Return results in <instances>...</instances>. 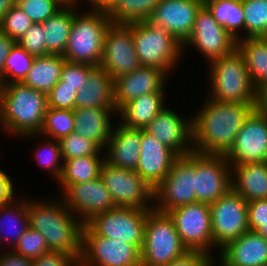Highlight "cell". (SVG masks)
<instances>
[{
    "label": "cell",
    "mask_w": 267,
    "mask_h": 266,
    "mask_svg": "<svg viewBox=\"0 0 267 266\" xmlns=\"http://www.w3.org/2000/svg\"><path fill=\"white\" fill-rule=\"evenodd\" d=\"M117 0H88L92 9L108 11Z\"/></svg>",
    "instance_id": "11a10c76"
},
{
    "label": "cell",
    "mask_w": 267,
    "mask_h": 266,
    "mask_svg": "<svg viewBox=\"0 0 267 266\" xmlns=\"http://www.w3.org/2000/svg\"><path fill=\"white\" fill-rule=\"evenodd\" d=\"M74 121L73 110L48 107L38 136L60 140L74 132Z\"/></svg>",
    "instance_id": "d590c367"
},
{
    "label": "cell",
    "mask_w": 267,
    "mask_h": 266,
    "mask_svg": "<svg viewBox=\"0 0 267 266\" xmlns=\"http://www.w3.org/2000/svg\"><path fill=\"white\" fill-rule=\"evenodd\" d=\"M78 91L70 86H54L47 94L48 107L57 109H75Z\"/></svg>",
    "instance_id": "bcb514c9"
},
{
    "label": "cell",
    "mask_w": 267,
    "mask_h": 266,
    "mask_svg": "<svg viewBox=\"0 0 267 266\" xmlns=\"http://www.w3.org/2000/svg\"><path fill=\"white\" fill-rule=\"evenodd\" d=\"M236 49L244 58L254 87L267 84V40L264 37L241 38L236 41Z\"/></svg>",
    "instance_id": "4dcf8cb0"
},
{
    "label": "cell",
    "mask_w": 267,
    "mask_h": 266,
    "mask_svg": "<svg viewBox=\"0 0 267 266\" xmlns=\"http://www.w3.org/2000/svg\"><path fill=\"white\" fill-rule=\"evenodd\" d=\"M73 113L74 132L105 148L113 130L111 116H116V108H75Z\"/></svg>",
    "instance_id": "484cf974"
},
{
    "label": "cell",
    "mask_w": 267,
    "mask_h": 266,
    "mask_svg": "<svg viewBox=\"0 0 267 266\" xmlns=\"http://www.w3.org/2000/svg\"><path fill=\"white\" fill-rule=\"evenodd\" d=\"M214 257V258H213ZM215 256L199 251H188L186 254L171 261L165 266H211Z\"/></svg>",
    "instance_id": "681fc988"
},
{
    "label": "cell",
    "mask_w": 267,
    "mask_h": 266,
    "mask_svg": "<svg viewBox=\"0 0 267 266\" xmlns=\"http://www.w3.org/2000/svg\"><path fill=\"white\" fill-rule=\"evenodd\" d=\"M220 250L222 266H267V240L256 231L248 230Z\"/></svg>",
    "instance_id": "603a6c76"
},
{
    "label": "cell",
    "mask_w": 267,
    "mask_h": 266,
    "mask_svg": "<svg viewBox=\"0 0 267 266\" xmlns=\"http://www.w3.org/2000/svg\"><path fill=\"white\" fill-rule=\"evenodd\" d=\"M44 147L41 146L42 143L38 146L40 149L35 150V158L38 162V165L47 169L48 172H52V177L58 182L63 171V158L61 154V148L59 140H54L44 137ZM47 140V141H46ZM42 147V148H41Z\"/></svg>",
    "instance_id": "60d3db41"
},
{
    "label": "cell",
    "mask_w": 267,
    "mask_h": 266,
    "mask_svg": "<svg viewBox=\"0 0 267 266\" xmlns=\"http://www.w3.org/2000/svg\"><path fill=\"white\" fill-rule=\"evenodd\" d=\"M165 92H152L141 95L123 105L117 116L122 125L129 128L145 129L150 121L167 105H165ZM122 118V119H121Z\"/></svg>",
    "instance_id": "83f0119b"
},
{
    "label": "cell",
    "mask_w": 267,
    "mask_h": 266,
    "mask_svg": "<svg viewBox=\"0 0 267 266\" xmlns=\"http://www.w3.org/2000/svg\"><path fill=\"white\" fill-rule=\"evenodd\" d=\"M254 111L267 119V84L256 88Z\"/></svg>",
    "instance_id": "f5cc1de1"
},
{
    "label": "cell",
    "mask_w": 267,
    "mask_h": 266,
    "mask_svg": "<svg viewBox=\"0 0 267 266\" xmlns=\"http://www.w3.org/2000/svg\"><path fill=\"white\" fill-rule=\"evenodd\" d=\"M203 5L204 0H160L149 22L167 30L183 45L190 37L196 14Z\"/></svg>",
    "instance_id": "d6986e66"
},
{
    "label": "cell",
    "mask_w": 267,
    "mask_h": 266,
    "mask_svg": "<svg viewBox=\"0 0 267 266\" xmlns=\"http://www.w3.org/2000/svg\"><path fill=\"white\" fill-rule=\"evenodd\" d=\"M75 108H116L114 79L101 66H95L88 81L78 91Z\"/></svg>",
    "instance_id": "d4e9b609"
},
{
    "label": "cell",
    "mask_w": 267,
    "mask_h": 266,
    "mask_svg": "<svg viewBox=\"0 0 267 266\" xmlns=\"http://www.w3.org/2000/svg\"><path fill=\"white\" fill-rule=\"evenodd\" d=\"M63 195L61 200L83 224L94 216L115 208L110 192L100 177L84 183H74Z\"/></svg>",
    "instance_id": "e0dca14e"
},
{
    "label": "cell",
    "mask_w": 267,
    "mask_h": 266,
    "mask_svg": "<svg viewBox=\"0 0 267 266\" xmlns=\"http://www.w3.org/2000/svg\"><path fill=\"white\" fill-rule=\"evenodd\" d=\"M114 126L105 147V161L115 167L136 170L140 158L142 129L129 128L121 123Z\"/></svg>",
    "instance_id": "cb8c5ba5"
},
{
    "label": "cell",
    "mask_w": 267,
    "mask_h": 266,
    "mask_svg": "<svg viewBox=\"0 0 267 266\" xmlns=\"http://www.w3.org/2000/svg\"><path fill=\"white\" fill-rule=\"evenodd\" d=\"M44 33L42 23H34L17 43L34 57L45 56L46 44Z\"/></svg>",
    "instance_id": "f6af8a7d"
},
{
    "label": "cell",
    "mask_w": 267,
    "mask_h": 266,
    "mask_svg": "<svg viewBox=\"0 0 267 266\" xmlns=\"http://www.w3.org/2000/svg\"><path fill=\"white\" fill-rule=\"evenodd\" d=\"M168 75L157 68L140 66L133 72L116 78L114 80L116 110L141 95L165 92Z\"/></svg>",
    "instance_id": "7402d4cb"
},
{
    "label": "cell",
    "mask_w": 267,
    "mask_h": 266,
    "mask_svg": "<svg viewBox=\"0 0 267 266\" xmlns=\"http://www.w3.org/2000/svg\"><path fill=\"white\" fill-rule=\"evenodd\" d=\"M27 198L29 227L44 237L49 251L72 255L78 261L82 254L83 223L65 202Z\"/></svg>",
    "instance_id": "7a4b0ae2"
},
{
    "label": "cell",
    "mask_w": 267,
    "mask_h": 266,
    "mask_svg": "<svg viewBox=\"0 0 267 266\" xmlns=\"http://www.w3.org/2000/svg\"><path fill=\"white\" fill-rule=\"evenodd\" d=\"M33 24L32 20L17 5H14L0 19V31L17 42Z\"/></svg>",
    "instance_id": "b9f144b4"
},
{
    "label": "cell",
    "mask_w": 267,
    "mask_h": 266,
    "mask_svg": "<svg viewBox=\"0 0 267 266\" xmlns=\"http://www.w3.org/2000/svg\"><path fill=\"white\" fill-rule=\"evenodd\" d=\"M205 100L200 110L191 116L193 152L225 156L254 111V104Z\"/></svg>",
    "instance_id": "6da1fadb"
},
{
    "label": "cell",
    "mask_w": 267,
    "mask_h": 266,
    "mask_svg": "<svg viewBox=\"0 0 267 266\" xmlns=\"http://www.w3.org/2000/svg\"><path fill=\"white\" fill-rule=\"evenodd\" d=\"M0 223V241L2 240L5 241V243L7 242L6 244L10 245L12 250L22 235L29 228L27 199L20 198L18 202L16 199V201L13 200L12 202L1 205ZM1 229H3L4 232H7L4 234Z\"/></svg>",
    "instance_id": "1f68e13d"
},
{
    "label": "cell",
    "mask_w": 267,
    "mask_h": 266,
    "mask_svg": "<svg viewBox=\"0 0 267 266\" xmlns=\"http://www.w3.org/2000/svg\"><path fill=\"white\" fill-rule=\"evenodd\" d=\"M79 266H141V250L136 245L96 235L84 224Z\"/></svg>",
    "instance_id": "30bf717a"
},
{
    "label": "cell",
    "mask_w": 267,
    "mask_h": 266,
    "mask_svg": "<svg viewBox=\"0 0 267 266\" xmlns=\"http://www.w3.org/2000/svg\"><path fill=\"white\" fill-rule=\"evenodd\" d=\"M178 156L193 151L192 118L186 119L167 106L162 109L144 129Z\"/></svg>",
    "instance_id": "ffe728a7"
},
{
    "label": "cell",
    "mask_w": 267,
    "mask_h": 266,
    "mask_svg": "<svg viewBox=\"0 0 267 266\" xmlns=\"http://www.w3.org/2000/svg\"><path fill=\"white\" fill-rule=\"evenodd\" d=\"M219 266H222L220 263H218ZM211 266H216L215 262Z\"/></svg>",
    "instance_id": "91938a15"
},
{
    "label": "cell",
    "mask_w": 267,
    "mask_h": 266,
    "mask_svg": "<svg viewBox=\"0 0 267 266\" xmlns=\"http://www.w3.org/2000/svg\"><path fill=\"white\" fill-rule=\"evenodd\" d=\"M66 61L62 55L58 54L35 57L32 67L22 83L48 94L60 81L61 71Z\"/></svg>",
    "instance_id": "f546056e"
},
{
    "label": "cell",
    "mask_w": 267,
    "mask_h": 266,
    "mask_svg": "<svg viewBox=\"0 0 267 266\" xmlns=\"http://www.w3.org/2000/svg\"><path fill=\"white\" fill-rule=\"evenodd\" d=\"M12 250L20 256L32 260L50 252L41 233L31 227L22 235Z\"/></svg>",
    "instance_id": "7bdbcfd3"
},
{
    "label": "cell",
    "mask_w": 267,
    "mask_h": 266,
    "mask_svg": "<svg viewBox=\"0 0 267 266\" xmlns=\"http://www.w3.org/2000/svg\"><path fill=\"white\" fill-rule=\"evenodd\" d=\"M247 215L249 229L256 231L263 223L267 222V199L248 202Z\"/></svg>",
    "instance_id": "7dc6e473"
},
{
    "label": "cell",
    "mask_w": 267,
    "mask_h": 266,
    "mask_svg": "<svg viewBox=\"0 0 267 266\" xmlns=\"http://www.w3.org/2000/svg\"><path fill=\"white\" fill-rule=\"evenodd\" d=\"M48 108L47 94L22 82L5 84L0 97L1 129L18 137H37Z\"/></svg>",
    "instance_id": "3957f363"
},
{
    "label": "cell",
    "mask_w": 267,
    "mask_h": 266,
    "mask_svg": "<svg viewBox=\"0 0 267 266\" xmlns=\"http://www.w3.org/2000/svg\"><path fill=\"white\" fill-rule=\"evenodd\" d=\"M0 266H33L32 259L20 256L13 250L0 255Z\"/></svg>",
    "instance_id": "816d5d0a"
},
{
    "label": "cell",
    "mask_w": 267,
    "mask_h": 266,
    "mask_svg": "<svg viewBox=\"0 0 267 266\" xmlns=\"http://www.w3.org/2000/svg\"><path fill=\"white\" fill-rule=\"evenodd\" d=\"M100 178L109 190L115 207L153 209L154 189L135 170L115 167L104 161Z\"/></svg>",
    "instance_id": "8fae6325"
},
{
    "label": "cell",
    "mask_w": 267,
    "mask_h": 266,
    "mask_svg": "<svg viewBox=\"0 0 267 266\" xmlns=\"http://www.w3.org/2000/svg\"><path fill=\"white\" fill-rule=\"evenodd\" d=\"M17 194L12 179L3 169H0V206L12 202Z\"/></svg>",
    "instance_id": "f907efd6"
},
{
    "label": "cell",
    "mask_w": 267,
    "mask_h": 266,
    "mask_svg": "<svg viewBox=\"0 0 267 266\" xmlns=\"http://www.w3.org/2000/svg\"><path fill=\"white\" fill-rule=\"evenodd\" d=\"M101 157V158H100ZM105 156L89 155L63 160V171L58 184L63 192L74 183H84L100 177V170Z\"/></svg>",
    "instance_id": "d6a6232c"
},
{
    "label": "cell",
    "mask_w": 267,
    "mask_h": 266,
    "mask_svg": "<svg viewBox=\"0 0 267 266\" xmlns=\"http://www.w3.org/2000/svg\"><path fill=\"white\" fill-rule=\"evenodd\" d=\"M140 149L139 163L135 171L155 189L164 180L179 156L144 129H142Z\"/></svg>",
    "instance_id": "44dd1931"
},
{
    "label": "cell",
    "mask_w": 267,
    "mask_h": 266,
    "mask_svg": "<svg viewBox=\"0 0 267 266\" xmlns=\"http://www.w3.org/2000/svg\"><path fill=\"white\" fill-rule=\"evenodd\" d=\"M209 65L211 93L208 98L219 102L254 104L256 88L237 49Z\"/></svg>",
    "instance_id": "5b68a950"
},
{
    "label": "cell",
    "mask_w": 267,
    "mask_h": 266,
    "mask_svg": "<svg viewBox=\"0 0 267 266\" xmlns=\"http://www.w3.org/2000/svg\"><path fill=\"white\" fill-rule=\"evenodd\" d=\"M33 266H79V261L72 255L50 251L32 260Z\"/></svg>",
    "instance_id": "c3c4849f"
},
{
    "label": "cell",
    "mask_w": 267,
    "mask_h": 266,
    "mask_svg": "<svg viewBox=\"0 0 267 266\" xmlns=\"http://www.w3.org/2000/svg\"><path fill=\"white\" fill-rule=\"evenodd\" d=\"M232 189L247 202L267 199V162L231 165Z\"/></svg>",
    "instance_id": "4316f807"
},
{
    "label": "cell",
    "mask_w": 267,
    "mask_h": 266,
    "mask_svg": "<svg viewBox=\"0 0 267 266\" xmlns=\"http://www.w3.org/2000/svg\"><path fill=\"white\" fill-rule=\"evenodd\" d=\"M232 189L231 164L223 155L195 152L196 202L211 204Z\"/></svg>",
    "instance_id": "5bb4252c"
},
{
    "label": "cell",
    "mask_w": 267,
    "mask_h": 266,
    "mask_svg": "<svg viewBox=\"0 0 267 266\" xmlns=\"http://www.w3.org/2000/svg\"><path fill=\"white\" fill-rule=\"evenodd\" d=\"M195 152L179 156L164 180L153 191V209L168 213L196 202L194 191ZM156 203V204H155Z\"/></svg>",
    "instance_id": "ba28073f"
},
{
    "label": "cell",
    "mask_w": 267,
    "mask_h": 266,
    "mask_svg": "<svg viewBox=\"0 0 267 266\" xmlns=\"http://www.w3.org/2000/svg\"><path fill=\"white\" fill-rule=\"evenodd\" d=\"M15 44V41L0 31V74L3 77V70L6 63V59L9 55L11 47Z\"/></svg>",
    "instance_id": "db71d44e"
},
{
    "label": "cell",
    "mask_w": 267,
    "mask_h": 266,
    "mask_svg": "<svg viewBox=\"0 0 267 266\" xmlns=\"http://www.w3.org/2000/svg\"><path fill=\"white\" fill-rule=\"evenodd\" d=\"M247 206L248 202L233 189L210 204L213 249H222L250 230Z\"/></svg>",
    "instance_id": "7c38bea8"
},
{
    "label": "cell",
    "mask_w": 267,
    "mask_h": 266,
    "mask_svg": "<svg viewBox=\"0 0 267 266\" xmlns=\"http://www.w3.org/2000/svg\"><path fill=\"white\" fill-rule=\"evenodd\" d=\"M3 88H4V84H3V80L0 74V97L2 96Z\"/></svg>",
    "instance_id": "680465c9"
},
{
    "label": "cell",
    "mask_w": 267,
    "mask_h": 266,
    "mask_svg": "<svg viewBox=\"0 0 267 266\" xmlns=\"http://www.w3.org/2000/svg\"><path fill=\"white\" fill-rule=\"evenodd\" d=\"M71 0H16V5L32 20L43 23Z\"/></svg>",
    "instance_id": "ab89813d"
},
{
    "label": "cell",
    "mask_w": 267,
    "mask_h": 266,
    "mask_svg": "<svg viewBox=\"0 0 267 266\" xmlns=\"http://www.w3.org/2000/svg\"><path fill=\"white\" fill-rule=\"evenodd\" d=\"M225 157L231 165L267 162V119L253 111Z\"/></svg>",
    "instance_id": "ac0fdd59"
},
{
    "label": "cell",
    "mask_w": 267,
    "mask_h": 266,
    "mask_svg": "<svg viewBox=\"0 0 267 266\" xmlns=\"http://www.w3.org/2000/svg\"><path fill=\"white\" fill-rule=\"evenodd\" d=\"M77 1L74 0V21L62 56L71 63L99 66L105 33L112 22L104 10L89 8L86 12H78Z\"/></svg>",
    "instance_id": "277c9868"
},
{
    "label": "cell",
    "mask_w": 267,
    "mask_h": 266,
    "mask_svg": "<svg viewBox=\"0 0 267 266\" xmlns=\"http://www.w3.org/2000/svg\"><path fill=\"white\" fill-rule=\"evenodd\" d=\"M168 214L188 251L213 255L210 204L194 202L172 209Z\"/></svg>",
    "instance_id": "4fadbf2b"
},
{
    "label": "cell",
    "mask_w": 267,
    "mask_h": 266,
    "mask_svg": "<svg viewBox=\"0 0 267 266\" xmlns=\"http://www.w3.org/2000/svg\"><path fill=\"white\" fill-rule=\"evenodd\" d=\"M160 0H117L107 11L112 23L149 21Z\"/></svg>",
    "instance_id": "e575fe53"
},
{
    "label": "cell",
    "mask_w": 267,
    "mask_h": 266,
    "mask_svg": "<svg viewBox=\"0 0 267 266\" xmlns=\"http://www.w3.org/2000/svg\"><path fill=\"white\" fill-rule=\"evenodd\" d=\"M74 21V0L67 3L55 15L42 23L45 31L46 55H63Z\"/></svg>",
    "instance_id": "f1b7e54d"
},
{
    "label": "cell",
    "mask_w": 267,
    "mask_h": 266,
    "mask_svg": "<svg viewBox=\"0 0 267 266\" xmlns=\"http://www.w3.org/2000/svg\"><path fill=\"white\" fill-rule=\"evenodd\" d=\"M196 48L210 63L227 56L236 49V40L217 23L213 14L203 5L197 12L194 27L188 40L182 45Z\"/></svg>",
    "instance_id": "2e32d148"
},
{
    "label": "cell",
    "mask_w": 267,
    "mask_h": 266,
    "mask_svg": "<svg viewBox=\"0 0 267 266\" xmlns=\"http://www.w3.org/2000/svg\"><path fill=\"white\" fill-rule=\"evenodd\" d=\"M16 0H0V19L14 6Z\"/></svg>",
    "instance_id": "9f6ffc18"
},
{
    "label": "cell",
    "mask_w": 267,
    "mask_h": 266,
    "mask_svg": "<svg viewBox=\"0 0 267 266\" xmlns=\"http://www.w3.org/2000/svg\"><path fill=\"white\" fill-rule=\"evenodd\" d=\"M152 209L115 207L98 214L86 225L96 234L136 245L140 250L144 243V228Z\"/></svg>",
    "instance_id": "9c48e42d"
},
{
    "label": "cell",
    "mask_w": 267,
    "mask_h": 266,
    "mask_svg": "<svg viewBox=\"0 0 267 266\" xmlns=\"http://www.w3.org/2000/svg\"><path fill=\"white\" fill-rule=\"evenodd\" d=\"M204 5L236 41L241 39L239 31L244 30L245 16L242 0H204Z\"/></svg>",
    "instance_id": "836d02e7"
},
{
    "label": "cell",
    "mask_w": 267,
    "mask_h": 266,
    "mask_svg": "<svg viewBox=\"0 0 267 266\" xmlns=\"http://www.w3.org/2000/svg\"><path fill=\"white\" fill-rule=\"evenodd\" d=\"M99 66L104 68L114 80L141 66L132 37V23L110 24L105 33Z\"/></svg>",
    "instance_id": "9a60e30c"
},
{
    "label": "cell",
    "mask_w": 267,
    "mask_h": 266,
    "mask_svg": "<svg viewBox=\"0 0 267 266\" xmlns=\"http://www.w3.org/2000/svg\"><path fill=\"white\" fill-rule=\"evenodd\" d=\"M132 37L141 66L157 68L170 74L180 62L182 44L167 30L155 27L149 21L134 22Z\"/></svg>",
    "instance_id": "8992f818"
},
{
    "label": "cell",
    "mask_w": 267,
    "mask_h": 266,
    "mask_svg": "<svg viewBox=\"0 0 267 266\" xmlns=\"http://www.w3.org/2000/svg\"><path fill=\"white\" fill-rule=\"evenodd\" d=\"M244 31L248 37H264L267 33V0H242Z\"/></svg>",
    "instance_id": "8d00e7d4"
},
{
    "label": "cell",
    "mask_w": 267,
    "mask_h": 266,
    "mask_svg": "<svg viewBox=\"0 0 267 266\" xmlns=\"http://www.w3.org/2000/svg\"><path fill=\"white\" fill-rule=\"evenodd\" d=\"M34 56L17 42L11 47L3 70V84L22 82L32 67Z\"/></svg>",
    "instance_id": "74e56055"
},
{
    "label": "cell",
    "mask_w": 267,
    "mask_h": 266,
    "mask_svg": "<svg viewBox=\"0 0 267 266\" xmlns=\"http://www.w3.org/2000/svg\"><path fill=\"white\" fill-rule=\"evenodd\" d=\"M187 252L169 214L152 209L144 228L141 266H165Z\"/></svg>",
    "instance_id": "52a82bcc"
},
{
    "label": "cell",
    "mask_w": 267,
    "mask_h": 266,
    "mask_svg": "<svg viewBox=\"0 0 267 266\" xmlns=\"http://www.w3.org/2000/svg\"><path fill=\"white\" fill-rule=\"evenodd\" d=\"M94 67L66 61L61 71L60 81L55 86H70L79 91L88 81L89 73Z\"/></svg>",
    "instance_id": "ee69618b"
},
{
    "label": "cell",
    "mask_w": 267,
    "mask_h": 266,
    "mask_svg": "<svg viewBox=\"0 0 267 266\" xmlns=\"http://www.w3.org/2000/svg\"><path fill=\"white\" fill-rule=\"evenodd\" d=\"M63 160L79 158L81 156L103 154L102 149L96 142L84 136L71 132L68 136L59 140Z\"/></svg>",
    "instance_id": "f35d334b"
},
{
    "label": "cell",
    "mask_w": 267,
    "mask_h": 266,
    "mask_svg": "<svg viewBox=\"0 0 267 266\" xmlns=\"http://www.w3.org/2000/svg\"><path fill=\"white\" fill-rule=\"evenodd\" d=\"M256 232L267 240V222L263 223V225L258 228Z\"/></svg>",
    "instance_id": "6f0895ef"
}]
</instances>
